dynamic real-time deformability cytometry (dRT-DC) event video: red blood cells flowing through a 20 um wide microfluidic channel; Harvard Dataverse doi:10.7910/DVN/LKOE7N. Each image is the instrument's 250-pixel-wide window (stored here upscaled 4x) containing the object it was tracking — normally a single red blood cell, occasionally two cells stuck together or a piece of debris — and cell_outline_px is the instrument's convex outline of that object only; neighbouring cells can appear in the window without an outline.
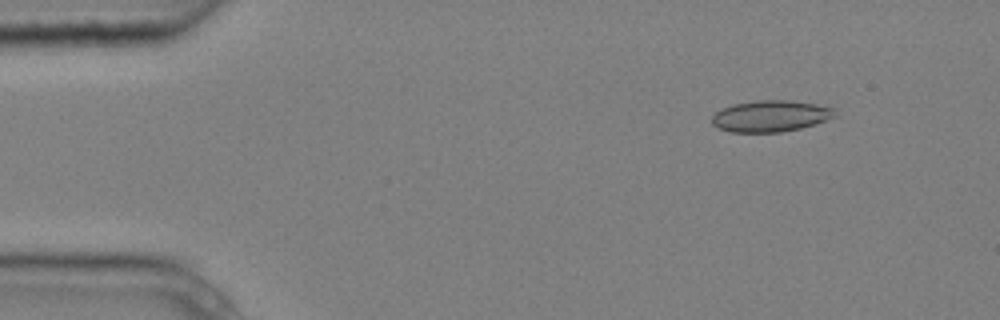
{"species": "common noctule bat (a hibernating species)", "species_latin": "Nyctalus noctula", "temperature_condition": "cold", "stored_images_in_passage": 7, "camera_frame_rate_fps": 3000, "um_per_image_px": 0.085, "animal": {"sex": "male", "body_mass_g": 20.4}, "frame": {"image": 1, "passage_image": 1, "time_ms": 0.0, "image_size_px": [1000, 320], "cell_outline_px": [[836, 116], [816, 124], [800, 128], [780, 132], [728, 132], [716, 128], [712, 124], [712, 116], [716, 112], [732, 104], [756, 100], [788, 100], [816, 104], [836, 108]], "centroid_in_image_um": [65.5, 9.87], "position_along_channel_um": 19.5, "area_um2": 22.66}}
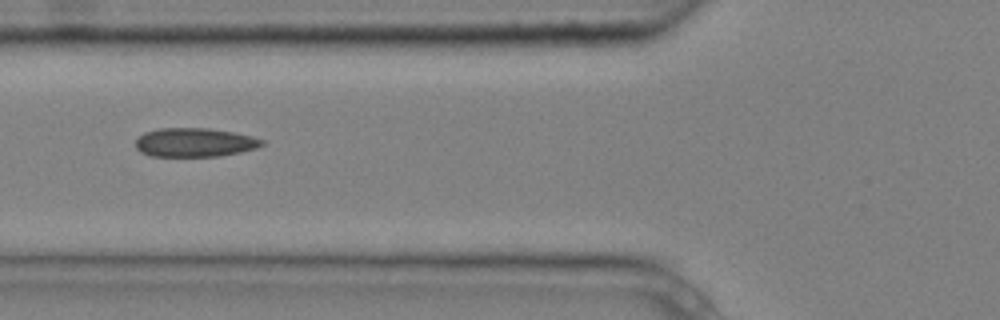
{"frame": {"image": 2, "passage_image": 5, "time_ms": 1.333, "image_size_px": [1000, 320], "cell_outline_px": [[264, 144], [256, 148], [240, 152], [220, 156], [148, 156], [140, 152], [136, 148], [136, 140], [144, 132], [156, 128], [208, 128], [232, 132], [252, 136], [264, 140]], "centroid_in_image_um": [16.52, 12.1], "position_along_channel_um": 109.3, "area_um2": 21.33}}
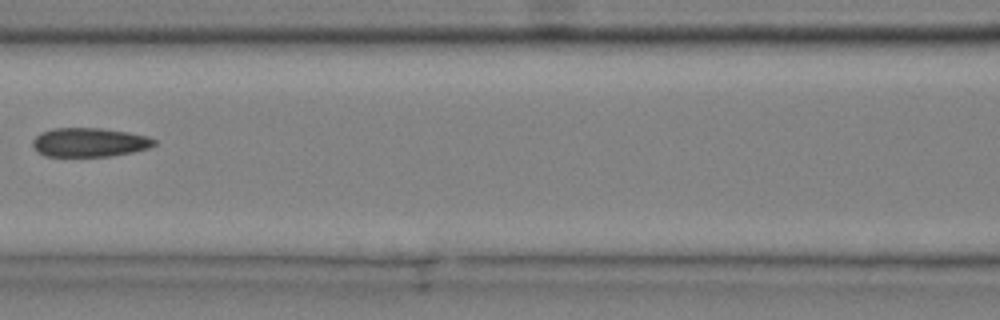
{"frame": {"image": 3, "passage_image": 6, "time_ms": 1.667, "image_size_px": [1000, 320], "cell_outline_px": [[156, 144], [148, 148], [132, 152], [112, 156], [44, 156], [32, 144], [32, 140], [40, 132], [52, 128], [100, 128], [128, 132], [148, 136], [156, 140]], "centroid_in_image_um": [7.61, 12.09], "position_along_channel_um": 159.0, "area_um2": 20.52}}